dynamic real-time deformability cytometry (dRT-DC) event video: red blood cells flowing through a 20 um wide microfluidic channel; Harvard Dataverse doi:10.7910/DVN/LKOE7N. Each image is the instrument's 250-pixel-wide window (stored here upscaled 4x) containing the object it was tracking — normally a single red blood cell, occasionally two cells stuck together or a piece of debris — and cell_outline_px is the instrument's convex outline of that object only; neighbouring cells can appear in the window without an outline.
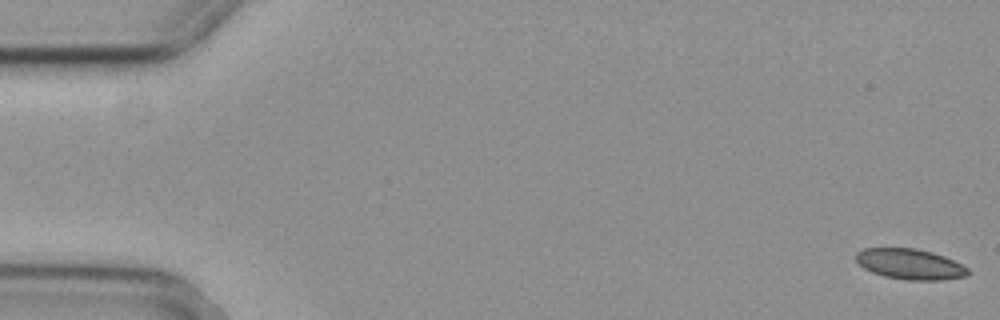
{"species": "common noctule bat (a hibernating species)", "species_latin": "Nyctalus noctula", "temperature_condition": "cold", "stored_images_in_passage": 15, "camera_frame_rate_fps": 3000, "um_per_image_px": 0.085, "animal": {"sex": "female", "body_mass_g": 29.2, "forearm_length_mm": 56.3}, "frame": {"image": 1, "passage_image": 1, "time_ms": 0.0, "image_size_px": [1000, 320], "cell_outline_px": [[972, 272], [968, 276], [944, 280], [908, 280], [884, 276], [872, 272], [864, 268], [856, 260], [856, 252], [864, 248], [916, 248], [932, 252], [944, 256], [968, 268]], "centroid_in_image_um": [77.38, 22.45], "position_along_channel_um": 7.6, "area_um2": 20.0}}
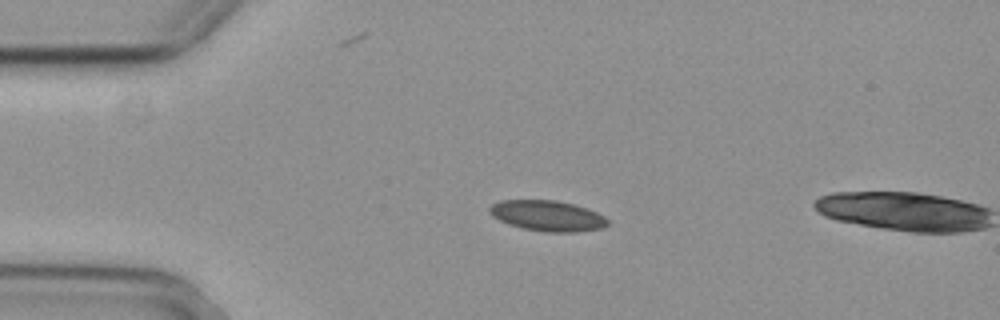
{"frame": {"image": 2, "passage_image": 13, "time_ms": 4.0, "image_size_px": [1000, 320], "cell_outline_px": [[608, 224], [604, 228], [576, 232], [544, 232], [524, 228], [508, 224], [492, 216], [488, 212], [488, 208], [492, 204], [500, 200], [556, 200], [588, 208], [604, 216], [608, 220]], "centroid_in_image_um": [46.53, 18.34], "position_along_channel_um": 38.5, "area_um2": 21.15}}